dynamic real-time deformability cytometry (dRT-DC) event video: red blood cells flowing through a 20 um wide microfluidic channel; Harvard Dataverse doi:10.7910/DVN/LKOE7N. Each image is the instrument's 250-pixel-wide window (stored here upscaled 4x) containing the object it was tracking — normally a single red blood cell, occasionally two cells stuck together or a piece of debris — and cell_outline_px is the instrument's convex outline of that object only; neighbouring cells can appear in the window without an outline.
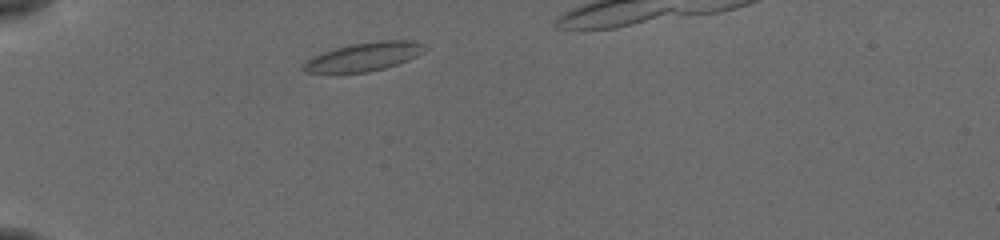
{"species": "common noctule bat (a hibernating species)", "species_latin": "Nyctalus noctula", "temperature_condition": "cold", "stored_images_in_passage": 36, "camera_frame_rate_fps": 3000, "um_per_image_px": 0.085, "animal": {"sex": "female", "body_mass_g": 19.5, "forearm_length_mm": 54.1}, "frame": {"image": 1, "passage_image": 3, "time_ms": 0.667, "image_size_px": [1000, 240], "cell_outline_px": [[428, 48], [416, 56], [408, 60], [384, 68], [368, 72], [304, 72], [300, 68], [308, 60], [324, 52], [336, 48], [352, 44], [376, 40], [412, 40], [424, 44]], "centroid_in_image_um": [30.99, 4.8], "position_along_channel_um": 54.0, "area_um2": 19.88}}
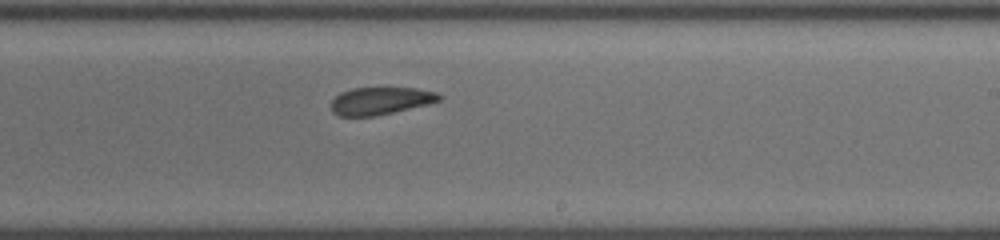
{"frame": {"image": 2, "passage_image": 21, "time_ms": 6.667, "image_size_px": [1000, 240], "cell_outline_px": [[444, 96], [440, 100], [392, 112], [372, 116], [340, 116], [332, 112], [332, 100], [340, 92], [352, 88], [416, 88], [436, 92]], "centroid_in_image_um": [32.31, 8.56], "position_along_channel_um": 256.7, "area_um2": 16.99}}
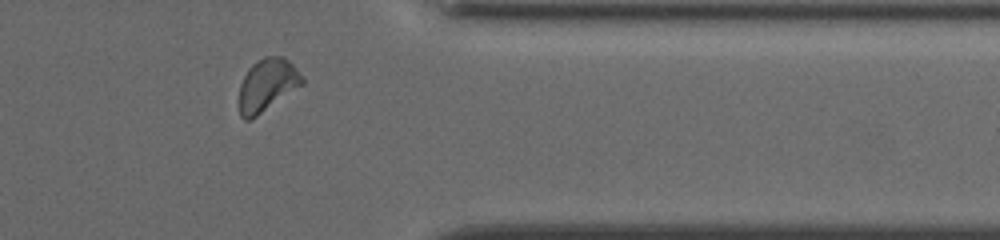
{"frame": {"image": 3, "passage_image": 32, "time_ms": 10.333, "image_size_px": [1000, 240], "cell_outline_px": [[304, 84], [256, 116], [248, 120], [244, 120], [240, 116], [240, 84], [248, 68], [252, 64], [264, 56], [284, 56], [292, 64], [304, 80]], "centroid_in_image_um": [22.71, 7.21], "position_along_channel_um": 388.7, "area_um2": 19.07}}